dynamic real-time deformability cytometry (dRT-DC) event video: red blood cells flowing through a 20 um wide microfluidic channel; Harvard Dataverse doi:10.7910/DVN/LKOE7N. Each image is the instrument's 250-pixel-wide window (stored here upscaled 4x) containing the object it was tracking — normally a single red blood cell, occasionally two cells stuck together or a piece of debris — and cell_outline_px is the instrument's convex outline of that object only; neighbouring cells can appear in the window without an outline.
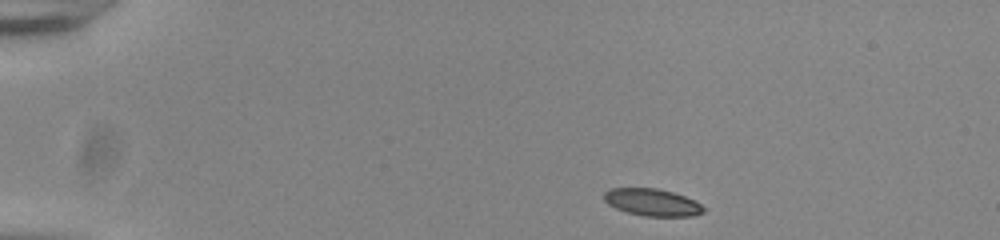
{"species": "common noctule bat (a hibernating species)", "species_latin": "Nyctalus noctula", "temperature_condition": "room temperature", "stored_images_in_passage": 45, "camera_frame_rate_fps": 3000, "um_per_image_px": 0.085, "animal": {"sex": "male", "body_mass_g": 20.0, "forearm_length_mm": 53.3}, "frame": {"image": 1, "passage_image": 1, "time_ms": 0.0, "image_size_px": [1000, 240], "cell_outline_px": [[704, 212], [696, 216], [644, 216], [628, 212], [616, 208], [608, 204], [604, 200], [604, 192], [612, 188], [656, 188], [672, 192], [696, 200], [704, 208]], "centroid_in_image_um": [55.46, 17.2], "position_along_channel_um": 29.5, "area_um2": 15.72}}
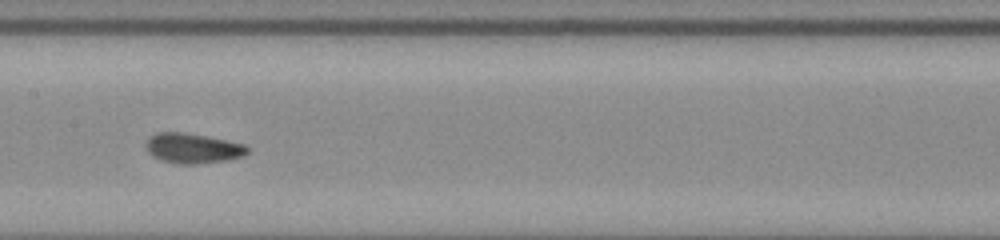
{"frame": {"image": 2, "passage_image": 20, "time_ms": 6.333, "image_size_px": [1000, 240], "cell_outline_px": [[248, 152], [244, 156], [228, 160], [196, 164], [180, 164], [160, 160], [152, 156], [148, 152], [148, 140], [156, 132], [184, 132], [244, 144], [248, 148]], "centroid_in_image_um": [16.4, 12.61], "position_along_channel_um": 191.0, "area_um2": 17.51}}
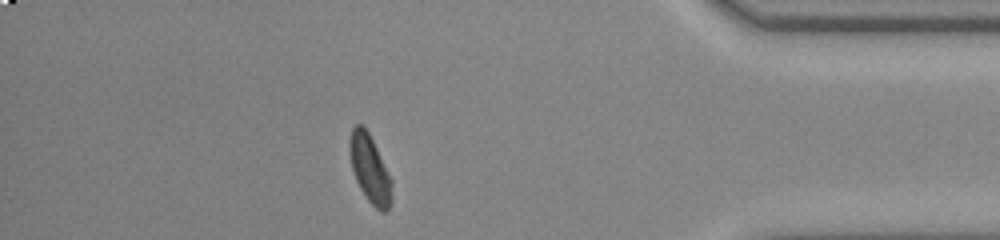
{"frame": {"image": 3, "passage_image": 39, "time_ms": 12.667, "image_size_px": [1000, 240], "cell_outline_px": [[392, 200], [388, 208], [384, 212], [380, 212], [368, 200], [360, 188], [356, 180], [352, 168], [348, 144], [352, 128], [356, 124], [360, 124], [368, 132], [392, 180]], "centroid_in_image_um": [31.43, 14.38], "position_along_channel_um": 403.8, "area_um2": 16.42}, "authors_computed_cell_mechanics": {"area_um2": 16.7042, "velocity_mm_per_s": 3.8693, "shape_relaxation_time_tau1_ms": 1.7534, "shape_relaxation_time_tau2_ms": 3.4057, "deformation_change_tau1": 0.1001, "deformation_change_tau2": 0.0753}}